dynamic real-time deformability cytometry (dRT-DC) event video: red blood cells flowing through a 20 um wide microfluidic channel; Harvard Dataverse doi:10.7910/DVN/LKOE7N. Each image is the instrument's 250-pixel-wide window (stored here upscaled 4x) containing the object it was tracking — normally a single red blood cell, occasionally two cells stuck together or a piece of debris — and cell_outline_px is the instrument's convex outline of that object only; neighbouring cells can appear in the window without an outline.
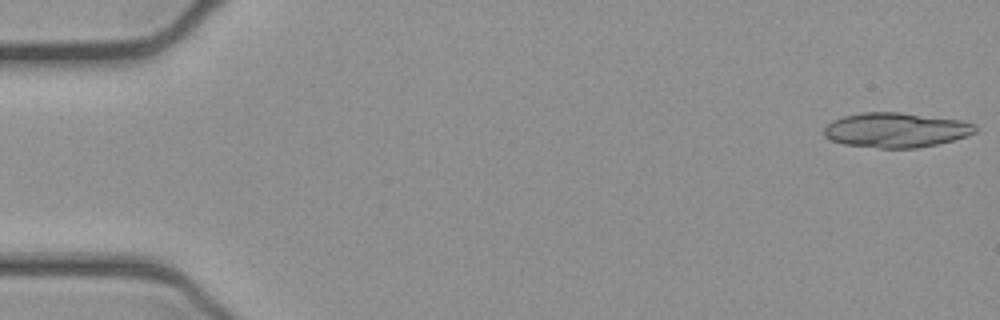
{"species": "common noctule bat (a hibernating species)", "species_latin": "Nyctalus noctula", "temperature_condition": "cold", "stored_images_in_passage": 52, "segment_of_instrument_passage": [1, 2], "camera_frame_rate_fps": 3000, "um_per_image_px": 0.085, "animal": {"sex": "female", "body_mass_g": 21.9}, "frame": {"image": 1, "passage_image": 1, "time_ms": 0.0, "image_size_px": [1000, 320], "cell_outline_px": [[976, 132], [968, 136], [936, 144], [916, 148], [880, 148], [844, 144], [832, 140], [824, 136], [824, 128], [832, 120], [844, 116], [860, 112], [900, 112], [960, 120], [976, 124]], "centroid_in_image_um": [76.15, 11.05], "position_along_channel_um": 8.8, "area_um2": 30.63}}